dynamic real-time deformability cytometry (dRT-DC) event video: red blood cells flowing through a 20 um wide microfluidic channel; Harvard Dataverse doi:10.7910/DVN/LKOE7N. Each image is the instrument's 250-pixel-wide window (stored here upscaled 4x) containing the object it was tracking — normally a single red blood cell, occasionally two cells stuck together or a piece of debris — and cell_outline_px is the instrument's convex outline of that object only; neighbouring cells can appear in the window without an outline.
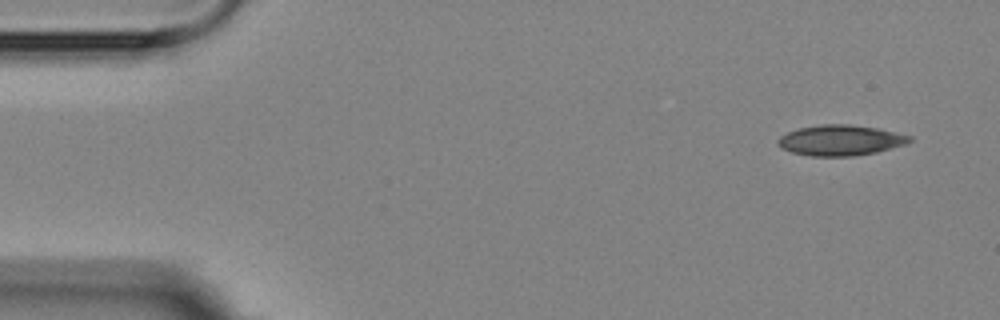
{"species": "Egyptian fruit bat (a non-hibernating species)", "species_latin": "Rousettus aegyptiacus", "temperature_condition": "room temperature", "stored_images_in_passage": 5, "camera_frame_rate_fps": 3000, "um_per_image_px": 0.085, "animal": {"sex": "female"}, "frame": {"image": 1, "passage_image": 1, "time_ms": 0.0, "image_size_px": [1000, 320], "cell_outline_px": [[912, 140], [904, 144], [876, 152], [856, 156], [812, 156], [792, 152], [780, 148], [776, 144], [776, 140], [780, 136], [788, 132], [800, 128], [824, 124], [848, 124], [876, 128], [912, 136]], "centroid_in_image_um": [71.4, 11.93], "position_along_channel_um": 13.6, "area_um2": 23.29}}
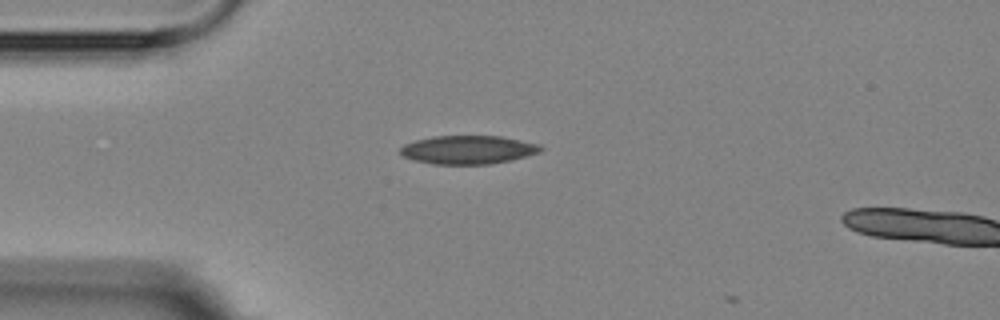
{"frame": {"image": 2, "passage_image": 4, "time_ms": 3.333, "image_size_px": [1000, 320], "cell_outline_px": [[544, 148], [540, 152], [528, 156], [512, 160], [492, 164], [432, 164], [416, 160], [404, 156], [400, 152], [400, 148], [404, 144], [416, 140], [432, 136], [500, 136], [540, 144]], "centroid_in_image_um": [39.83, 12.73], "position_along_channel_um": 45.2, "area_um2": 23.35}}